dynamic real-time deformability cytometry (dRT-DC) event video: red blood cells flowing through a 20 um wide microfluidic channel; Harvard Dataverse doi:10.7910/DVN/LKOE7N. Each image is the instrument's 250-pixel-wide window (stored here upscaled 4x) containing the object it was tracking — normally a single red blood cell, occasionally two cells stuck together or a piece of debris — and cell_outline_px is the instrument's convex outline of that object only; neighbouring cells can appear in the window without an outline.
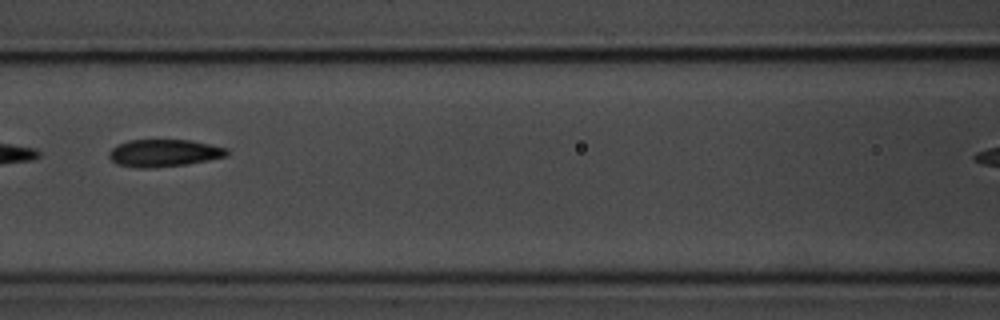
{"species": "common noctule bat (a hibernating species)", "species_latin": "Nyctalus noctula", "temperature_condition": "room temperature", "stored_images_in_passage": 6, "camera_frame_rate_fps": 3000, "um_per_image_px": 0.085, "animal": {"sex": "male", "body_mass_g": 20.1, "forearm_length_mm": 53.5}, "frame": {"image": 1, "passage_image": 5, "time_ms": 4.333, "image_size_px": [1000, 320], "cell_outline_px": [[228, 156], [188, 164], [152, 168], [136, 168], [116, 164], [108, 156], [108, 152], [112, 148], [128, 140], [192, 140], [228, 148]], "centroid_in_image_um": [13.94, 13.01], "position_along_channel_um": 152.7, "area_um2": 18.9}}